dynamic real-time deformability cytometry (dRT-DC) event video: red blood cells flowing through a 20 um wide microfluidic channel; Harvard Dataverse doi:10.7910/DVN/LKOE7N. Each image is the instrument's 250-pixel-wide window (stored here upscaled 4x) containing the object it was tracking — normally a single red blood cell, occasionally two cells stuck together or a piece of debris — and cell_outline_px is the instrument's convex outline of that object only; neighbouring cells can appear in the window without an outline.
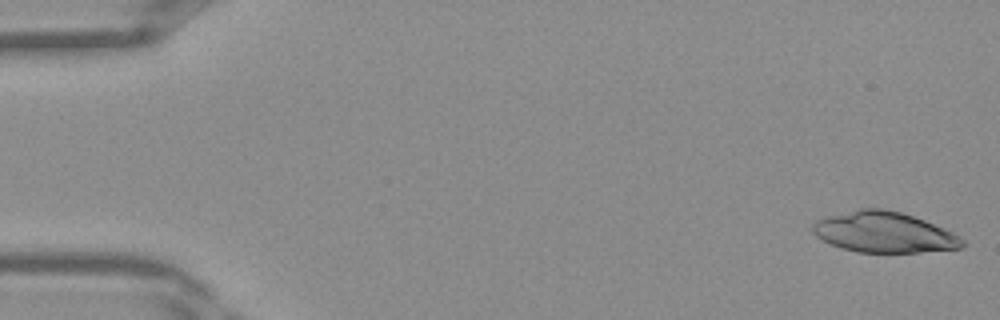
{"species": "Egyptian fruit bat (a non-hibernating species)", "species_latin": "Rousettus aegyptiacus", "temperature_condition": "warm", "stored_images_in_passage": 40, "camera_frame_rate_fps": 3000, "um_per_image_px": 0.085, "frame": {"image": 1, "passage_image": 1, "time_ms": 0.0, "image_size_px": [1000, 320], "cell_outline_px": [[964, 248], [920, 252], [856, 252], [840, 248], [816, 236], [812, 232], [812, 224], [816, 220], [828, 216], [860, 208], [884, 208], [900, 212], [924, 220], [944, 228], [960, 236], [964, 240]], "centroid_in_image_um": [75.15, 19.74], "position_along_channel_um": 9.9, "area_um2": 35.43}}
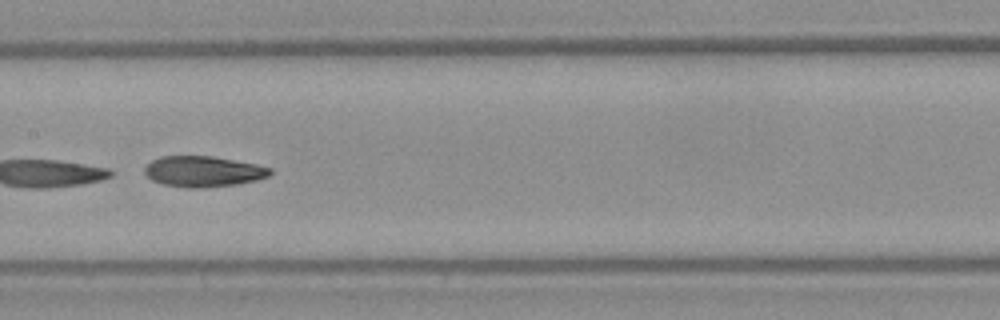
{"frame": {"image": 2, "passage_image": 20, "time_ms": 6.333, "image_size_px": [1000, 320], "cell_outline_px": [[272, 172], [268, 176], [256, 180], [236, 184], [200, 188], [188, 188], [164, 184], [152, 180], [144, 172], [144, 168], [152, 160], [160, 156], [212, 156], [256, 164], [272, 168]], "centroid_in_image_um": [17.27, 14.57], "position_along_channel_um": 190.1, "area_um2": 22.37}}